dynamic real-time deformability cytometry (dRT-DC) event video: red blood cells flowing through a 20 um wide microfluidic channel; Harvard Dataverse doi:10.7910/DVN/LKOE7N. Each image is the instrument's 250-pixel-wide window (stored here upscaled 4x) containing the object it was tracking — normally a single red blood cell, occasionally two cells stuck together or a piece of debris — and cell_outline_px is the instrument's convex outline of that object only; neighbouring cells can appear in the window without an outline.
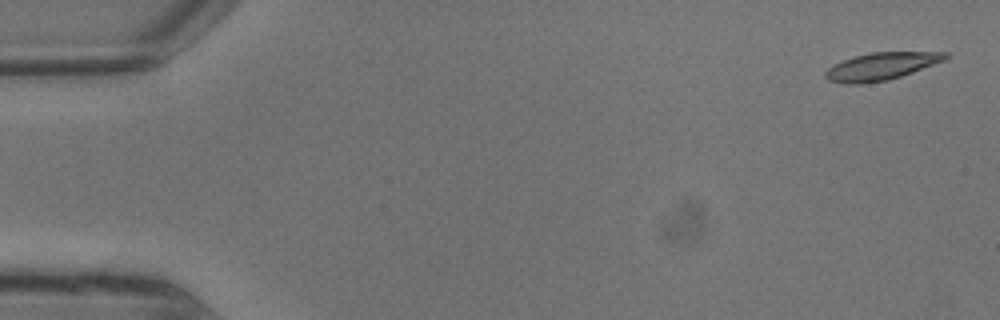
{"species": "common noctule bat (a hibernating species)", "species_latin": "Nyctalus noctula", "temperature_condition": "warm", "stored_images_in_passage": 7, "camera_frame_rate_fps": 3000, "um_per_image_px": 0.085, "animal": {"sex": "male", "body_mass_g": 13.3}, "frame": {"image": 1, "passage_image": 1, "time_ms": 0.0, "image_size_px": [1000, 320], "cell_outline_px": [[948, 56], [944, 60], [912, 72], [888, 80], [860, 84], [844, 84], [828, 80], [824, 76], [824, 72], [828, 68], [844, 60], [856, 56], [872, 52], [948, 52]], "centroid_in_image_um": [74.87, 5.64], "position_along_channel_um": 10.1, "area_um2": 18.9}}
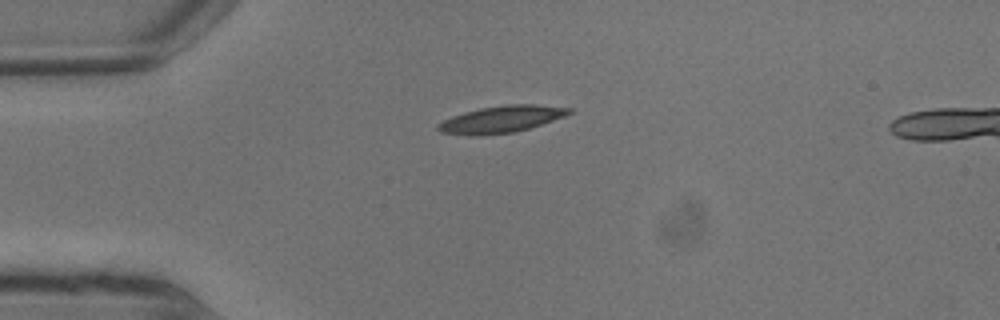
{"frame": {"image": 2, "passage_image": 5, "time_ms": 1.333, "image_size_px": [1000, 320], "cell_outline_px": [[572, 112], [564, 116], [516, 132], [476, 136], [468, 136], [440, 132], [436, 128], [436, 124], [452, 116], [464, 112], [480, 108], [504, 104], [532, 104], [572, 108]], "centroid_in_image_um": [42.55, 10.14], "position_along_channel_um": 42.4, "area_um2": 20.52}}